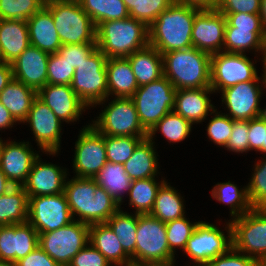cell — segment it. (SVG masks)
Returning <instances> with one entry per match:
<instances>
[{
  "mask_svg": "<svg viewBox=\"0 0 266 266\" xmlns=\"http://www.w3.org/2000/svg\"><path fill=\"white\" fill-rule=\"evenodd\" d=\"M64 193L73 219L88 225L106 223L120 204L98 186L94 178L74 177L65 183Z\"/></svg>",
  "mask_w": 266,
  "mask_h": 266,
  "instance_id": "6da1fadb",
  "label": "cell"
},
{
  "mask_svg": "<svg viewBox=\"0 0 266 266\" xmlns=\"http://www.w3.org/2000/svg\"><path fill=\"white\" fill-rule=\"evenodd\" d=\"M199 11L174 1L149 26V45L161 54L193 47L191 34Z\"/></svg>",
  "mask_w": 266,
  "mask_h": 266,
  "instance_id": "7a4b0ae2",
  "label": "cell"
},
{
  "mask_svg": "<svg viewBox=\"0 0 266 266\" xmlns=\"http://www.w3.org/2000/svg\"><path fill=\"white\" fill-rule=\"evenodd\" d=\"M96 45L107 58H127L149 45V27L132 17L101 22Z\"/></svg>",
  "mask_w": 266,
  "mask_h": 266,
  "instance_id": "3957f363",
  "label": "cell"
},
{
  "mask_svg": "<svg viewBox=\"0 0 266 266\" xmlns=\"http://www.w3.org/2000/svg\"><path fill=\"white\" fill-rule=\"evenodd\" d=\"M163 75L176 90L210 87L211 54L190 47L162 54Z\"/></svg>",
  "mask_w": 266,
  "mask_h": 266,
  "instance_id": "277c9868",
  "label": "cell"
},
{
  "mask_svg": "<svg viewBox=\"0 0 266 266\" xmlns=\"http://www.w3.org/2000/svg\"><path fill=\"white\" fill-rule=\"evenodd\" d=\"M174 259L165 223L150 214H137L135 266L170 264Z\"/></svg>",
  "mask_w": 266,
  "mask_h": 266,
  "instance_id": "5b68a950",
  "label": "cell"
},
{
  "mask_svg": "<svg viewBox=\"0 0 266 266\" xmlns=\"http://www.w3.org/2000/svg\"><path fill=\"white\" fill-rule=\"evenodd\" d=\"M51 12L62 45L96 43V26L78 2L50 0Z\"/></svg>",
  "mask_w": 266,
  "mask_h": 266,
  "instance_id": "8992f818",
  "label": "cell"
},
{
  "mask_svg": "<svg viewBox=\"0 0 266 266\" xmlns=\"http://www.w3.org/2000/svg\"><path fill=\"white\" fill-rule=\"evenodd\" d=\"M176 89L165 77L139 86L131 99L143 128L149 132L167 113L173 111Z\"/></svg>",
  "mask_w": 266,
  "mask_h": 266,
  "instance_id": "52a82bcc",
  "label": "cell"
},
{
  "mask_svg": "<svg viewBox=\"0 0 266 266\" xmlns=\"http://www.w3.org/2000/svg\"><path fill=\"white\" fill-rule=\"evenodd\" d=\"M233 248L266 265V208H253L230 221Z\"/></svg>",
  "mask_w": 266,
  "mask_h": 266,
  "instance_id": "ba28073f",
  "label": "cell"
},
{
  "mask_svg": "<svg viewBox=\"0 0 266 266\" xmlns=\"http://www.w3.org/2000/svg\"><path fill=\"white\" fill-rule=\"evenodd\" d=\"M106 61L107 57L97 48L75 69L71 88L87 107L108 100Z\"/></svg>",
  "mask_w": 266,
  "mask_h": 266,
  "instance_id": "9c48e42d",
  "label": "cell"
},
{
  "mask_svg": "<svg viewBox=\"0 0 266 266\" xmlns=\"http://www.w3.org/2000/svg\"><path fill=\"white\" fill-rule=\"evenodd\" d=\"M97 118L91 125L104 136L147 138L131 98L115 97Z\"/></svg>",
  "mask_w": 266,
  "mask_h": 266,
  "instance_id": "30bf717a",
  "label": "cell"
},
{
  "mask_svg": "<svg viewBox=\"0 0 266 266\" xmlns=\"http://www.w3.org/2000/svg\"><path fill=\"white\" fill-rule=\"evenodd\" d=\"M89 227L77 220L39 234V246L58 264L69 265L73 257L89 243Z\"/></svg>",
  "mask_w": 266,
  "mask_h": 266,
  "instance_id": "8fae6325",
  "label": "cell"
},
{
  "mask_svg": "<svg viewBox=\"0 0 266 266\" xmlns=\"http://www.w3.org/2000/svg\"><path fill=\"white\" fill-rule=\"evenodd\" d=\"M226 224L228 236L209 222H198L184 250L187 256L198 264L195 266H205L209 261L227 253L233 247L232 226L230 222Z\"/></svg>",
  "mask_w": 266,
  "mask_h": 266,
  "instance_id": "7c38bea8",
  "label": "cell"
},
{
  "mask_svg": "<svg viewBox=\"0 0 266 266\" xmlns=\"http://www.w3.org/2000/svg\"><path fill=\"white\" fill-rule=\"evenodd\" d=\"M245 54L221 51L211 55L210 87L214 92L237 83L261 80L254 63Z\"/></svg>",
  "mask_w": 266,
  "mask_h": 266,
  "instance_id": "4fadbf2b",
  "label": "cell"
},
{
  "mask_svg": "<svg viewBox=\"0 0 266 266\" xmlns=\"http://www.w3.org/2000/svg\"><path fill=\"white\" fill-rule=\"evenodd\" d=\"M74 221L65 193L28 197V222L40 233L64 227Z\"/></svg>",
  "mask_w": 266,
  "mask_h": 266,
  "instance_id": "5bb4252c",
  "label": "cell"
},
{
  "mask_svg": "<svg viewBox=\"0 0 266 266\" xmlns=\"http://www.w3.org/2000/svg\"><path fill=\"white\" fill-rule=\"evenodd\" d=\"M107 162L104 135L92 125H87L80 130V135L75 143L73 168L75 177L95 178Z\"/></svg>",
  "mask_w": 266,
  "mask_h": 266,
  "instance_id": "9a60e30c",
  "label": "cell"
},
{
  "mask_svg": "<svg viewBox=\"0 0 266 266\" xmlns=\"http://www.w3.org/2000/svg\"><path fill=\"white\" fill-rule=\"evenodd\" d=\"M25 122L30 124L41 150L49 155H56L60 150L62 121L38 97L34 100Z\"/></svg>",
  "mask_w": 266,
  "mask_h": 266,
  "instance_id": "2e32d148",
  "label": "cell"
},
{
  "mask_svg": "<svg viewBox=\"0 0 266 266\" xmlns=\"http://www.w3.org/2000/svg\"><path fill=\"white\" fill-rule=\"evenodd\" d=\"M226 17L216 9L200 10L192 28V45L209 54L223 51Z\"/></svg>",
  "mask_w": 266,
  "mask_h": 266,
  "instance_id": "e0dca14e",
  "label": "cell"
},
{
  "mask_svg": "<svg viewBox=\"0 0 266 266\" xmlns=\"http://www.w3.org/2000/svg\"><path fill=\"white\" fill-rule=\"evenodd\" d=\"M258 82H241L221 90L222 102L229 110L228 116L232 120L249 121L259 117L262 88Z\"/></svg>",
  "mask_w": 266,
  "mask_h": 266,
  "instance_id": "ac0fdd59",
  "label": "cell"
},
{
  "mask_svg": "<svg viewBox=\"0 0 266 266\" xmlns=\"http://www.w3.org/2000/svg\"><path fill=\"white\" fill-rule=\"evenodd\" d=\"M39 246V234L29 222L0 226V261L16 263Z\"/></svg>",
  "mask_w": 266,
  "mask_h": 266,
  "instance_id": "d6986e66",
  "label": "cell"
},
{
  "mask_svg": "<svg viewBox=\"0 0 266 266\" xmlns=\"http://www.w3.org/2000/svg\"><path fill=\"white\" fill-rule=\"evenodd\" d=\"M29 142H3L0 150V169L14 186H22L39 154Z\"/></svg>",
  "mask_w": 266,
  "mask_h": 266,
  "instance_id": "ffe728a7",
  "label": "cell"
},
{
  "mask_svg": "<svg viewBox=\"0 0 266 266\" xmlns=\"http://www.w3.org/2000/svg\"><path fill=\"white\" fill-rule=\"evenodd\" d=\"M66 177V169L43 162L39 156L22 187L28 197L56 195L64 192Z\"/></svg>",
  "mask_w": 266,
  "mask_h": 266,
  "instance_id": "44dd1931",
  "label": "cell"
},
{
  "mask_svg": "<svg viewBox=\"0 0 266 266\" xmlns=\"http://www.w3.org/2000/svg\"><path fill=\"white\" fill-rule=\"evenodd\" d=\"M37 97L45 103L61 121L74 122L87 106L76 95L71 85L46 84L37 92Z\"/></svg>",
  "mask_w": 266,
  "mask_h": 266,
  "instance_id": "7402d4cb",
  "label": "cell"
},
{
  "mask_svg": "<svg viewBox=\"0 0 266 266\" xmlns=\"http://www.w3.org/2000/svg\"><path fill=\"white\" fill-rule=\"evenodd\" d=\"M49 55L30 45L11 63L13 78L38 92L47 84Z\"/></svg>",
  "mask_w": 266,
  "mask_h": 266,
  "instance_id": "603a6c76",
  "label": "cell"
},
{
  "mask_svg": "<svg viewBox=\"0 0 266 266\" xmlns=\"http://www.w3.org/2000/svg\"><path fill=\"white\" fill-rule=\"evenodd\" d=\"M213 92L211 87L177 90L173 111L192 124L201 123L207 117L209 111L212 115L215 110L207 95Z\"/></svg>",
  "mask_w": 266,
  "mask_h": 266,
  "instance_id": "cb8c5ba5",
  "label": "cell"
},
{
  "mask_svg": "<svg viewBox=\"0 0 266 266\" xmlns=\"http://www.w3.org/2000/svg\"><path fill=\"white\" fill-rule=\"evenodd\" d=\"M30 45L48 54L56 53L62 46L51 12L43 6L28 20Z\"/></svg>",
  "mask_w": 266,
  "mask_h": 266,
  "instance_id": "d4e9b609",
  "label": "cell"
},
{
  "mask_svg": "<svg viewBox=\"0 0 266 266\" xmlns=\"http://www.w3.org/2000/svg\"><path fill=\"white\" fill-rule=\"evenodd\" d=\"M29 46L27 21L0 19V52L5 63L14 62Z\"/></svg>",
  "mask_w": 266,
  "mask_h": 266,
  "instance_id": "484cf974",
  "label": "cell"
},
{
  "mask_svg": "<svg viewBox=\"0 0 266 266\" xmlns=\"http://www.w3.org/2000/svg\"><path fill=\"white\" fill-rule=\"evenodd\" d=\"M89 242L114 266H132L131 258L124 252L120 240L106 224H92L89 227Z\"/></svg>",
  "mask_w": 266,
  "mask_h": 266,
  "instance_id": "4316f807",
  "label": "cell"
},
{
  "mask_svg": "<svg viewBox=\"0 0 266 266\" xmlns=\"http://www.w3.org/2000/svg\"><path fill=\"white\" fill-rule=\"evenodd\" d=\"M106 72L108 97L131 98L139 88L127 58H107Z\"/></svg>",
  "mask_w": 266,
  "mask_h": 266,
  "instance_id": "83f0119b",
  "label": "cell"
},
{
  "mask_svg": "<svg viewBox=\"0 0 266 266\" xmlns=\"http://www.w3.org/2000/svg\"><path fill=\"white\" fill-rule=\"evenodd\" d=\"M36 98L37 91L14 78L0 92V102L16 122L20 123L26 120Z\"/></svg>",
  "mask_w": 266,
  "mask_h": 266,
  "instance_id": "f1b7e54d",
  "label": "cell"
},
{
  "mask_svg": "<svg viewBox=\"0 0 266 266\" xmlns=\"http://www.w3.org/2000/svg\"><path fill=\"white\" fill-rule=\"evenodd\" d=\"M138 86L151 83L163 77L162 54L151 45L135 51L127 57Z\"/></svg>",
  "mask_w": 266,
  "mask_h": 266,
  "instance_id": "f546056e",
  "label": "cell"
},
{
  "mask_svg": "<svg viewBox=\"0 0 266 266\" xmlns=\"http://www.w3.org/2000/svg\"><path fill=\"white\" fill-rule=\"evenodd\" d=\"M153 139H143L132 156L123 164L131 180L155 178L158 174V161Z\"/></svg>",
  "mask_w": 266,
  "mask_h": 266,
  "instance_id": "4dcf8cb0",
  "label": "cell"
},
{
  "mask_svg": "<svg viewBox=\"0 0 266 266\" xmlns=\"http://www.w3.org/2000/svg\"><path fill=\"white\" fill-rule=\"evenodd\" d=\"M266 47V31L234 28L226 22L223 51L228 53H244L255 50L263 52ZM259 51V52H258Z\"/></svg>",
  "mask_w": 266,
  "mask_h": 266,
  "instance_id": "1f68e13d",
  "label": "cell"
},
{
  "mask_svg": "<svg viewBox=\"0 0 266 266\" xmlns=\"http://www.w3.org/2000/svg\"><path fill=\"white\" fill-rule=\"evenodd\" d=\"M28 222V195L22 186H15L0 196V226Z\"/></svg>",
  "mask_w": 266,
  "mask_h": 266,
  "instance_id": "d6a6232c",
  "label": "cell"
},
{
  "mask_svg": "<svg viewBox=\"0 0 266 266\" xmlns=\"http://www.w3.org/2000/svg\"><path fill=\"white\" fill-rule=\"evenodd\" d=\"M94 179L98 186L104 188L120 205L121 202H123V194L125 192L129 193L132 183L123 164H116L108 161Z\"/></svg>",
  "mask_w": 266,
  "mask_h": 266,
  "instance_id": "836d02e7",
  "label": "cell"
},
{
  "mask_svg": "<svg viewBox=\"0 0 266 266\" xmlns=\"http://www.w3.org/2000/svg\"><path fill=\"white\" fill-rule=\"evenodd\" d=\"M181 195L165 181L157 191L154 207L150 215L166 223L185 215Z\"/></svg>",
  "mask_w": 266,
  "mask_h": 266,
  "instance_id": "e575fe53",
  "label": "cell"
},
{
  "mask_svg": "<svg viewBox=\"0 0 266 266\" xmlns=\"http://www.w3.org/2000/svg\"><path fill=\"white\" fill-rule=\"evenodd\" d=\"M106 224L117 235L124 252L132 260V266H135L137 213L131 215L119 209Z\"/></svg>",
  "mask_w": 266,
  "mask_h": 266,
  "instance_id": "d590c367",
  "label": "cell"
},
{
  "mask_svg": "<svg viewBox=\"0 0 266 266\" xmlns=\"http://www.w3.org/2000/svg\"><path fill=\"white\" fill-rule=\"evenodd\" d=\"M79 3L96 27L101 22L130 17L122 0H81Z\"/></svg>",
  "mask_w": 266,
  "mask_h": 266,
  "instance_id": "8d00e7d4",
  "label": "cell"
},
{
  "mask_svg": "<svg viewBox=\"0 0 266 266\" xmlns=\"http://www.w3.org/2000/svg\"><path fill=\"white\" fill-rule=\"evenodd\" d=\"M234 183L228 181L224 183H217L212 189V197L220 203L229 204L231 207L230 214L232 219L237 218L253 209L247 187L244 189H238Z\"/></svg>",
  "mask_w": 266,
  "mask_h": 266,
  "instance_id": "74e56055",
  "label": "cell"
},
{
  "mask_svg": "<svg viewBox=\"0 0 266 266\" xmlns=\"http://www.w3.org/2000/svg\"><path fill=\"white\" fill-rule=\"evenodd\" d=\"M165 180L157 183L155 178L132 180L129 189V205L136 209L137 214H150L154 207L158 189Z\"/></svg>",
  "mask_w": 266,
  "mask_h": 266,
  "instance_id": "f35d334b",
  "label": "cell"
},
{
  "mask_svg": "<svg viewBox=\"0 0 266 266\" xmlns=\"http://www.w3.org/2000/svg\"><path fill=\"white\" fill-rule=\"evenodd\" d=\"M192 123L174 111L167 113L149 132L147 137L153 139L157 131L169 142H181L185 140L191 132ZM160 129V130H159Z\"/></svg>",
  "mask_w": 266,
  "mask_h": 266,
  "instance_id": "ab89813d",
  "label": "cell"
},
{
  "mask_svg": "<svg viewBox=\"0 0 266 266\" xmlns=\"http://www.w3.org/2000/svg\"><path fill=\"white\" fill-rule=\"evenodd\" d=\"M130 17L145 23L148 27L166 10L174 0H122Z\"/></svg>",
  "mask_w": 266,
  "mask_h": 266,
  "instance_id": "60d3db41",
  "label": "cell"
},
{
  "mask_svg": "<svg viewBox=\"0 0 266 266\" xmlns=\"http://www.w3.org/2000/svg\"><path fill=\"white\" fill-rule=\"evenodd\" d=\"M143 139L134 136H104L107 161L124 164Z\"/></svg>",
  "mask_w": 266,
  "mask_h": 266,
  "instance_id": "b9f144b4",
  "label": "cell"
},
{
  "mask_svg": "<svg viewBox=\"0 0 266 266\" xmlns=\"http://www.w3.org/2000/svg\"><path fill=\"white\" fill-rule=\"evenodd\" d=\"M44 4V0H0V19L27 21Z\"/></svg>",
  "mask_w": 266,
  "mask_h": 266,
  "instance_id": "7bdbcfd3",
  "label": "cell"
},
{
  "mask_svg": "<svg viewBox=\"0 0 266 266\" xmlns=\"http://www.w3.org/2000/svg\"><path fill=\"white\" fill-rule=\"evenodd\" d=\"M197 224L198 222L190 223L185 216L165 223L167 241L170 251L174 255L178 247L182 248L183 251L185 250L187 242Z\"/></svg>",
  "mask_w": 266,
  "mask_h": 266,
  "instance_id": "ee69618b",
  "label": "cell"
},
{
  "mask_svg": "<svg viewBox=\"0 0 266 266\" xmlns=\"http://www.w3.org/2000/svg\"><path fill=\"white\" fill-rule=\"evenodd\" d=\"M254 167V173L246 186L249 200L253 208H266V159L263 158Z\"/></svg>",
  "mask_w": 266,
  "mask_h": 266,
  "instance_id": "f6af8a7d",
  "label": "cell"
},
{
  "mask_svg": "<svg viewBox=\"0 0 266 266\" xmlns=\"http://www.w3.org/2000/svg\"><path fill=\"white\" fill-rule=\"evenodd\" d=\"M75 69L57 52L49 55L47 84L71 85Z\"/></svg>",
  "mask_w": 266,
  "mask_h": 266,
  "instance_id": "bcb514c9",
  "label": "cell"
},
{
  "mask_svg": "<svg viewBox=\"0 0 266 266\" xmlns=\"http://www.w3.org/2000/svg\"><path fill=\"white\" fill-rule=\"evenodd\" d=\"M216 109L213 111L214 117L209 121L207 125V134L211 141L219 146H226L228 139L231 136L233 120L228 114L216 113Z\"/></svg>",
  "mask_w": 266,
  "mask_h": 266,
  "instance_id": "7dc6e473",
  "label": "cell"
},
{
  "mask_svg": "<svg viewBox=\"0 0 266 266\" xmlns=\"http://www.w3.org/2000/svg\"><path fill=\"white\" fill-rule=\"evenodd\" d=\"M96 49V43L71 44L62 45L57 53L76 69L84 60H87Z\"/></svg>",
  "mask_w": 266,
  "mask_h": 266,
  "instance_id": "c3c4849f",
  "label": "cell"
},
{
  "mask_svg": "<svg viewBox=\"0 0 266 266\" xmlns=\"http://www.w3.org/2000/svg\"><path fill=\"white\" fill-rule=\"evenodd\" d=\"M249 121L233 120L231 136L225 146L229 151L243 153L249 151Z\"/></svg>",
  "mask_w": 266,
  "mask_h": 266,
  "instance_id": "681fc988",
  "label": "cell"
},
{
  "mask_svg": "<svg viewBox=\"0 0 266 266\" xmlns=\"http://www.w3.org/2000/svg\"><path fill=\"white\" fill-rule=\"evenodd\" d=\"M261 0H218L216 10L223 14H259Z\"/></svg>",
  "mask_w": 266,
  "mask_h": 266,
  "instance_id": "f907efd6",
  "label": "cell"
},
{
  "mask_svg": "<svg viewBox=\"0 0 266 266\" xmlns=\"http://www.w3.org/2000/svg\"><path fill=\"white\" fill-rule=\"evenodd\" d=\"M88 244L73 257L70 266H113L90 242Z\"/></svg>",
  "mask_w": 266,
  "mask_h": 266,
  "instance_id": "816d5d0a",
  "label": "cell"
},
{
  "mask_svg": "<svg viewBox=\"0 0 266 266\" xmlns=\"http://www.w3.org/2000/svg\"><path fill=\"white\" fill-rule=\"evenodd\" d=\"M205 266H262L257 260L243 253L238 252L233 247L225 254L219 255L209 261Z\"/></svg>",
  "mask_w": 266,
  "mask_h": 266,
  "instance_id": "f5cc1de1",
  "label": "cell"
},
{
  "mask_svg": "<svg viewBox=\"0 0 266 266\" xmlns=\"http://www.w3.org/2000/svg\"><path fill=\"white\" fill-rule=\"evenodd\" d=\"M223 15L231 27L251 29V31H266L259 14L233 13Z\"/></svg>",
  "mask_w": 266,
  "mask_h": 266,
  "instance_id": "db71d44e",
  "label": "cell"
},
{
  "mask_svg": "<svg viewBox=\"0 0 266 266\" xmlns=\"http://www.w3.org/2000/svg\"><path fill=\"white\" fill-rule=\"evenodd\" d=\"M266 130V121L260 117L249 120V151H259L264 145V137Z\"/></svg>",
  "mask_w": 266,
  "mask_h": 266,
  "instance_id": "11a10c76",
  "label": "cell"
},
{
  "mask_svg": "<svg viewBox=\"0 0 266 266\" xmlns=\"http://www.w3.org/2000/svg\"><path fill=\"white\" fill-rule=\"evenodd\" d=\"M17 266H61L55 262L40 246L16 262Z\"/></svg>",
  "mask_w": 266,
  "mask_h": 266,
  "instance_id": "9f6ffc18",
  "label": "cell"
},
{
  "mask_svg": "<svg viewBox=\"0 0 266 266\" xmlns=\"http://www.w3.org/2000/svg\"><path fill=\"white\" fill-rule=\"evenodd\" d=\"M176 3L200 10H213L217 6L218 0H174Z\"/></svg>",
  "mask_w": 266,
  "mask_h": 266,
  "instance_id": "6f0895ef",
  "label": "cell"
},
{
  "mask_svg": "<svg viewBox=\"0 0 266 266\" xmlns=\"http://www.w3.org/2000/svg\"><path fill=\"white\" fill-rule=\"evenodd\" d=\"M13 79L11 64L5 63L0 66V92L8 85Z\"/></svg>",
  "mask_w": 266,
  "mask_h": 266,
  "instance_id": "680465c9",
  "label": "cell"
},
{
  "mask_svg": "<svg viewBox=\"0 0 266 266\" xmlns=\"http://www.w3.org/2000/svg\"><path fill=\"white\" fill-rule=\"evenodd\" d=\"M14 123L16 124V120L0 102V130L10 128Z\"/></svg>",
  "mask_w": 266,
  "mask_h": 266,
  "instance_id": "91938a15",
  "label": "cell"
},
{
  "mask_svg": "<svg viewBox=\"0 0 266 266\" xmlns=\"http://www.w3.org/2000/svg\"><path fill=\"white\" fill-rule=\"evenodd\" d=\"M15 186L7 179L6 175L0 169V196L8 193Z\"/></svg>",
  "mask_w": 266,
  "mask_h": 266,
  "instance_id": "94428289",
  "label": "cell"
},
{
  "mask_svg": "<svg viewBox=\"0 0 266 266\" xmlns=\"http://www.w3.org/2000/svg\"><path fill=\"white\" fill-rule=\"evenodd\" d=\"M259 15L262 25L266 28V0H261Z\"/></svg>",
  "mask_w": 266,
  "mask_h": 266,
  "instance_id": "6125c7cd",
  "label": "cell"
},
{
  "mask_svg": "<svg viewBox=\"0 0 266 266\" xmlns=\"http://www.w3.org/2000/svg\"><path fill=\"white\" fill-rule=\"evenodd\" d=\"M262 61H263V67H264V74L262 75L263 79H262V83L264 88H266V47L265 50L262 52Z\"/></svg>",
  "mask_w": 266,
  "mask_h": 266,
  "instance_id": "be15d7a7",
  "label": "cell"
},
{
  "mask_svg": "<svg viewBox=\"0 0 266 266\" xmlns=\"http://www.w3.org/2000/svg\"><path fill=\"white\" fill-rule=\"evenodd\" d=\"M0 266H17V264L12 261H0Z\"/></svg>",
  "mask_w": 266,
  "mask_h": 266,
  "instance_id": "e7e4bbea",
  "label": "cell"
},
{
  "mask_svg": "<svg viewBox=\"0 0 266 266\" xmlns=\"http://www.w3.org/2000/svg\"><path fill=\"white\" fill-rule=\"evenodd\" d=\"M259 117L262 119V120H264V121H266V108L265 109H261L260 110V115H259Z\"/></svg>",
  "mask_w": 266,
  "mask_h": 266,
  "instance_id": "03108f58",
  "label": "cell"
},
{
  "mask_svg": "<svg viewBox=\"0 0 266 266\" xmlns=\"http://www.w3.org/2000/svg\"><path fill=\"white\" fill-rule=\"evenodd\" d=\"M259 152H261V153H265V154H266V130H265V137H264V145H263L262 148L259 150Z\"/></svg>",
  "mask_w": 266,
  "mask_h": 266,
  "instance_id": "003e7915",
  "label": "cell"
},
{
  "mask_svg": "<svg viewBox=\"0 0 266 266\" xmlns=\"http://www.w3.org/2000/svg\"><path fill=\"white\" fill-rule=\"evenodd\" d=\"M150 266H174V263H170V264H161V265H150Z\"/></svg>",
  "mask_w": 266,
  "mask_h": 266,
  "instance_id": "a7ac6f4b",
  "label": "cell"
},
{
  "mask_svg": "<svg viewBox=\"0 0 266 266\" xmlns=\"http://www.w3.org/2000/svg\"><path fill=\"white\" fill-rule=\"evenodd\" d=\"M5 64V62H4V60H3V58H2V55H1V52H0V66H2V65H4Z\"/></svg>",
  "mask_w": 266,
  "mask_h": 266,
  "instance_id": "89a4df30",
  "label": "cell"
},
{
  "mask_svg": "<svg viewBox=\"0 0 266 266\" xmlns=\"http://www.w3.org/2000/svg\"><path fill=\"white\" fill-rule=\"evenodd\" d=\"M59 1H66V2H80L81 0H59Z\"/></svg>",
  "mask_w": 266,
  "mask_h": 266,
  "instance_id": "2644e50d",
  "label": "cell"
},
{
  "mask_svg": "<svg viewBox=\"0 0 266 266\" xmlns=\"http://www.w3.org/2000/svg\"><path fill=\"white\" fill-rule=\"evenodd\" d=\"M2 144H3V140H1L0 138V150H1Z\"/></svg>",
  "mask_w": 266,
  "mask_h": 266,
  "instance_id": "8c879c8a",
  "label": "cell"
}]
</instances>
